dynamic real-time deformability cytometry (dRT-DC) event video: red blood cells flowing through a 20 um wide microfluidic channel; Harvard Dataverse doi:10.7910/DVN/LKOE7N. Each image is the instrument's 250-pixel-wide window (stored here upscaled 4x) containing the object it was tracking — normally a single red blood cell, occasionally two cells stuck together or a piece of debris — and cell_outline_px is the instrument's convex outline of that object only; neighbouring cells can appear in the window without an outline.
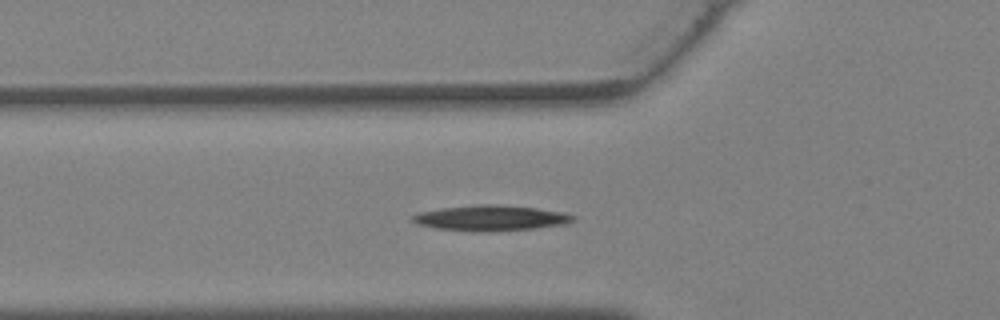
{"species": "Egyptian fruit bat (a non-hibernating species)", "species_latin": "Rousettus aegyptiacus", "temperature_condition": "warm", "stored_images_in_passage": 29, "camera_frame_rate_fps": 3000, "um_per_image_px": 0.085, "animal": {"sex": "female"}, "frame": {"image": 1, "passage_image": 3, "time_ms": 0.667, "image_size_px": [1000, 320], "cell_outline_px": [[576, 216], [572, 220], [564, 224], [536, 228], [436, 228], [420, 224], [412, 220], [412, 216], [420, 212], [440, 208], [480, 204], [496, 204], [536, 208], [564, 212]], "centroid_in_image_um": [41.77, 18.46], "position_along_channel_um": 84.0, "area_um2": 22.14}}
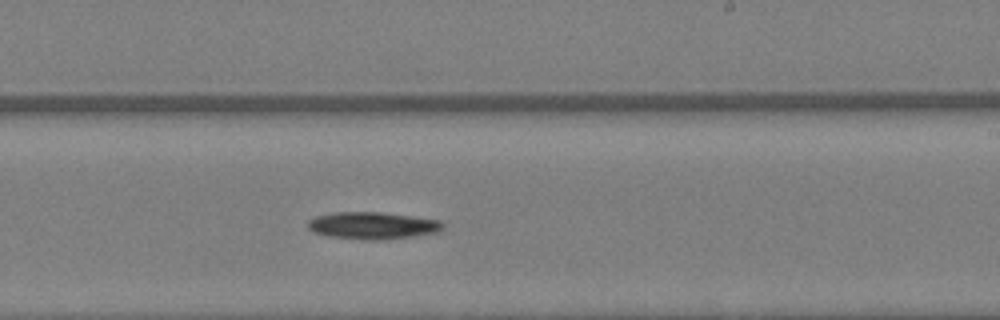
{"frame": {"image": 2, "passage_image": 13, "time_ms": 4.0, "image_size_px": [1000, 320], "cell_outline_px": [[444, 228], [440, 232], [416, 236], [380, 240], [364, 240], [328, 236], [312, 232], [308, 228], [308, 220], [316, 216], [336, 212], [380, 212], [444, 220]], "centroid_in_image_um": [31.72, 19.18], "position_along_channel_um": 257.3, "area_um2": 21.68}}
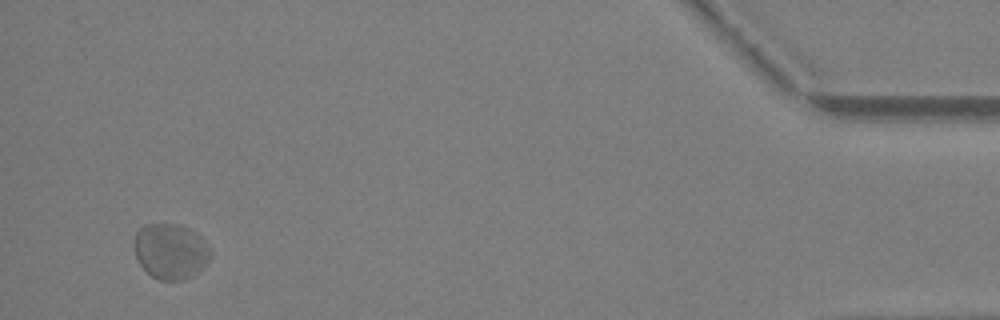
{"frame": {"image": 3, "passage_image": 27, "time_ms": 8.667, "image_size_px": [1000, 320], "cell_outline_px": [[212, 256], [192, 276], [184, 280], [160, 280], [152, 276], [140, 264], [136, 256], [136, 232], [144, 224], [180, 224], [196, 232], [208, 244], [212, 252]], "centroid_in_image_um": [14.53, 21.34], "position_along_channel_um": 420.7, "area_um2": 24.45}}